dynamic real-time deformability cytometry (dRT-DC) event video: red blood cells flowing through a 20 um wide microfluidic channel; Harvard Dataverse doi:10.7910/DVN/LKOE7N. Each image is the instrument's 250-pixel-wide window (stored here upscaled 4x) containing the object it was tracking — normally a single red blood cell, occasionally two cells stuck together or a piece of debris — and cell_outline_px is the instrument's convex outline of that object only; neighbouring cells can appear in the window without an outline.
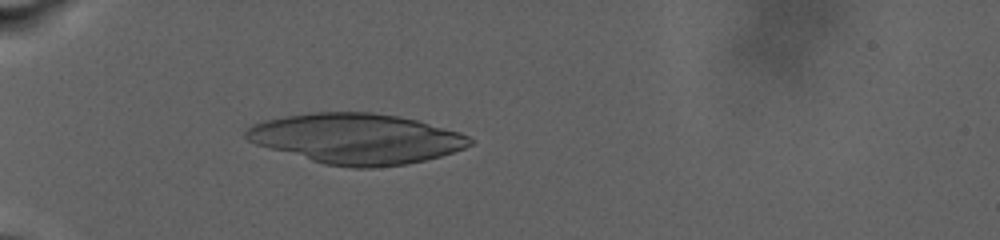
{"species": "human", "species_latin": "Homo sapiens", "temperature_condition": "warm", "stored_images_in_passage": 51, "camera_frame_rate_fps": 3000, "um_per_image_px": 0.085, "donor": {"sex": "male"}, "frame": {"image": 1, "passage_image": 43, "time_ms": 9.0, "image_size_px": [1000, 240], "cell_outline_px": [[476, 140], [472, 144], [464, 148], [440, 156], [408, 164], [372, 168], [352, 168], [324, 164], [256, 144], [248, 140], [244, 136], [244, 132], [252, 124], [264, 120], [312, 112], [372, 112], [396, 116], [416, 120], [460, 132]], "centroid_in_image_um": [30.31, 11.79], "position_along_channel_um": 54.7, "area_um2": 65.43}}